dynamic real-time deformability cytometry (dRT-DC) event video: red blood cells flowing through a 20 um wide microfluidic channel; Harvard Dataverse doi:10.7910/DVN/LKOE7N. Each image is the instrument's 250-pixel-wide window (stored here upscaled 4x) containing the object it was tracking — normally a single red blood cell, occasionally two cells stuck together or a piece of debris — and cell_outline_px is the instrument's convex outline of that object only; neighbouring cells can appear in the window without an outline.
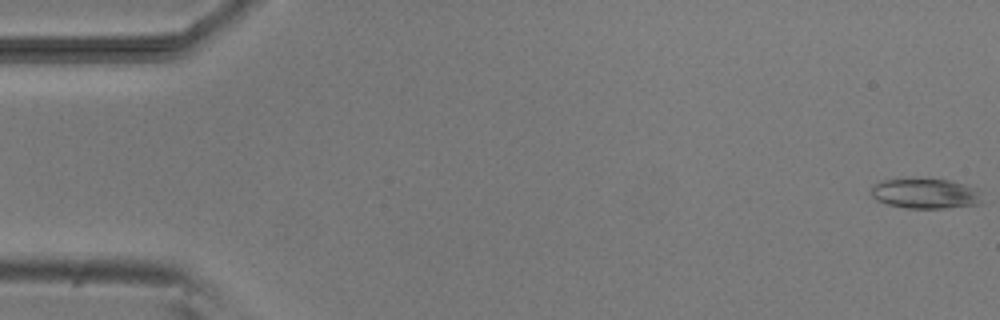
{"species": "common noctule bat (a hibernating species)", "species_latin": "Nyctalus noctula", "temperature_condition": "room temperature", "stored_images_in_passage": 5, "camera_frame_rate_fps": 3000, "um_per_image_px": 0.085, "animal": {"sex": "male", "body_mass_g": 20.5, "forearm_length_mm": 52.5}, "frame": {"image": 1, "passage_image": 1, "time_ms": 0.0, "image_size_px": [1000, 320], "cell_outline_px": [[984, 204], [944, 208], [904, 208], [888, 204], [876, 200], [872, 196], [872, 184], [880, 180], [952, 180], [980, 188], [984, 200]], "centroid_in_image_um": [78.76, 16.47], "position_along_channel_um": 6.2, "area_um2": 19.71}}
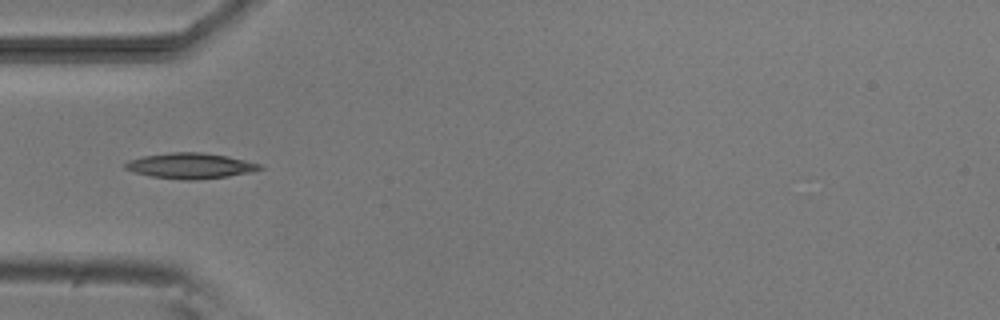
{"frame": {"image": 2, "passage_image": 5, "time_ms": 5.333, "image_size_px": [1000, 320], "cell_outline_px": [[264, 168], [252, 172], [228, 176], [196, 180], [184, 180], [152, 176], [136, 172], [124, 168], [124, 164], [128, 160], [144, 156], [168, 152], [204, 152], [228, 156], [260, 164]], "centroid_in_image_um": [16.2, 14.08], "position_along_channel_um": 68.8, "area_um2": 20.0}}